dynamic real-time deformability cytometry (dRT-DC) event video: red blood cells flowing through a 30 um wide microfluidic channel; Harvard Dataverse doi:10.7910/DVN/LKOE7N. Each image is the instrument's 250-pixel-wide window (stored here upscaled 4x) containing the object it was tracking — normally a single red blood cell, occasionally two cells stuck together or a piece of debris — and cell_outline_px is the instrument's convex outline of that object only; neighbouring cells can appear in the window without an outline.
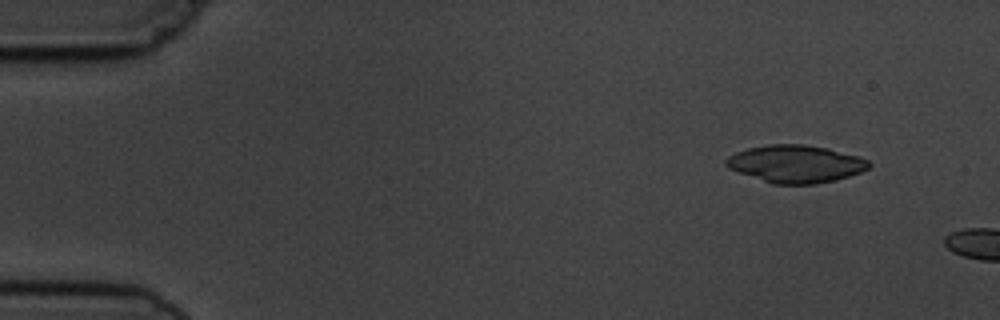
{"species": "common noctule bat (a hibernating species)", "species_latin": "Nyctalus noctula", "temperature_condition": "cold", "stored_images_in_passage": 4, "camera_frame_rate_fps": 3000, "um_per_image_px": 0.085, "animal": {"sex": "male", "body_mass_g": 19.5, "forearm_length_mm": 54.6}, "frame": {"image": 1, "passage_image": 2, "time_ms": 1.333, "image_size_px": [1000, 320], "cell_outline_px": [[872, 164], [868, 168], [860, 172], [836, 180], [816, 184], [772, 184], [728, 168], [724, 164], [724, 160], [728, 156], [736, 152], [748, 148], [768, 144], [804, 144], [828, 148], [860, 156], [868, 160]], "centroid_in_image_um": [67.63, 13.92], "position_along_channel_um": 17.4, "area_um2": 31.39}}